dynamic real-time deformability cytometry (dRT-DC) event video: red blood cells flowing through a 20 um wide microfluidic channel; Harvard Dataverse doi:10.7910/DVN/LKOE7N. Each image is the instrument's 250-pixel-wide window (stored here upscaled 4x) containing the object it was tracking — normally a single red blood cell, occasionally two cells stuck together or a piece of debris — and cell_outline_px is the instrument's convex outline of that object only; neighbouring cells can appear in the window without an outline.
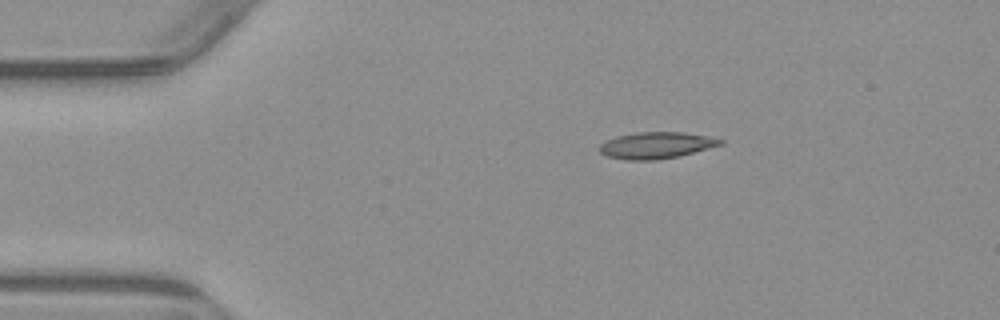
{"species": "common noctule bat (a hibernating species)", "species_latin": "Nyctalus noctula", "temperature_condition": "warm", "stored_images_in_passage": 5, "camera_frame_rate_fps": 3000, "um_per_image_px": 0.085, "animal": {"sex": "male", "body_mass_g": 23.1, "forearm_length_mm": 52.7}, "frame": {"image": 1, "passage_image": 5, "time_ms": 5.0, "image_size_px": [1000, 320], "cell_outline_px": [[724, 144], [680, 156], [656, 160], [628, 160], [608, 156], [600, 152], [600, 144], [616, 136], [636, 132], [684, 132], [708, 136], [724, 140]], "centroid_in_image_um": [55.82, 12.35], "position_along_channel_um": 29.2, "area_um2": 18.67}}